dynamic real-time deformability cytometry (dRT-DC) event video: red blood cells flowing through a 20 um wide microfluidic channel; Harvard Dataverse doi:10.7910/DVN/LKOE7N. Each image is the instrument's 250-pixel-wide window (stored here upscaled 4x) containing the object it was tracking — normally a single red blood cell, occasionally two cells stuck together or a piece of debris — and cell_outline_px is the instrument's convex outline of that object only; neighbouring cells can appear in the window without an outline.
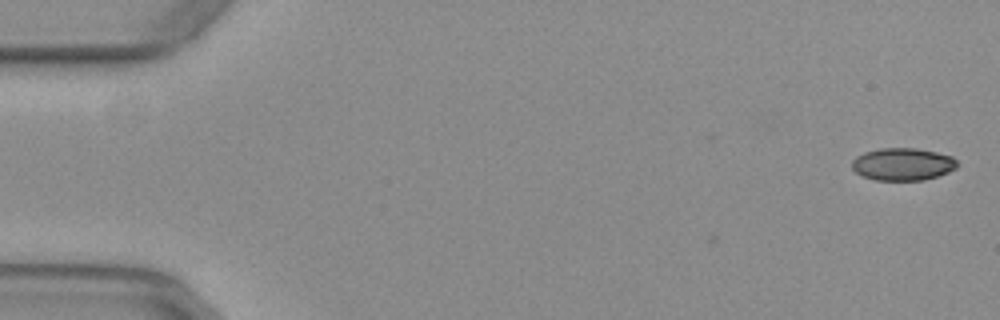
{"species": "common noctule bat (a hibernating species)", "species_latin": "Nyctalus noctula", "temperature_condition": "warm", "stored_images_in_passage": 45, "camera_frame_rate_fps": 3000, "um_per_image_px": 0.085, "animal": {"sex": "female", "body_mass_g": 29.2, "forearm_length_mm": 56.3}, "frame": {"image": 1, "passage_image": 1, "time_ms": 0.0, "image_size_px": [1000, 320], "cell_outline_px": [[956, 168], [948, 172], [924, 180], [876, 180], [864, 176], [856, 172], [852, 168], [852, 160], [856, 156], [864, 152], [880, 148], [916, 148], [936, 152], [952, 156], [956, 160]], "centroid_in_image_um": [76.72, 13.95], "position_along_channel_um": 8.3, "area_um2": 19.83}}
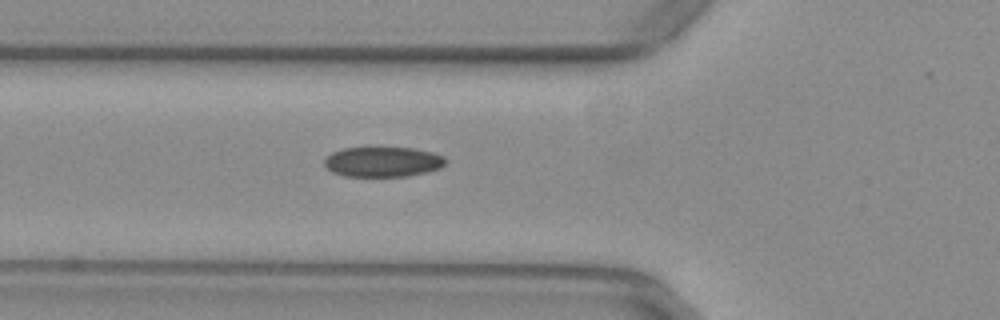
{"frame": {"image": 2, "passage_image": 19, "time_ms": 6.0, "image_size_px": [1000, 320], "cell_outline_px": [[448, 160], [440, 168], [428, 172], [408, 176], [344, 176], [332, 172], [324, 164], [324, 156], [332, 152], [344, 148], [412, 148], [432, 152], [444, 156]], "centroid_in_image_um": [32.54, 13.76], "position_along_channel_um": 93.3, "area_um2": 21.33}}
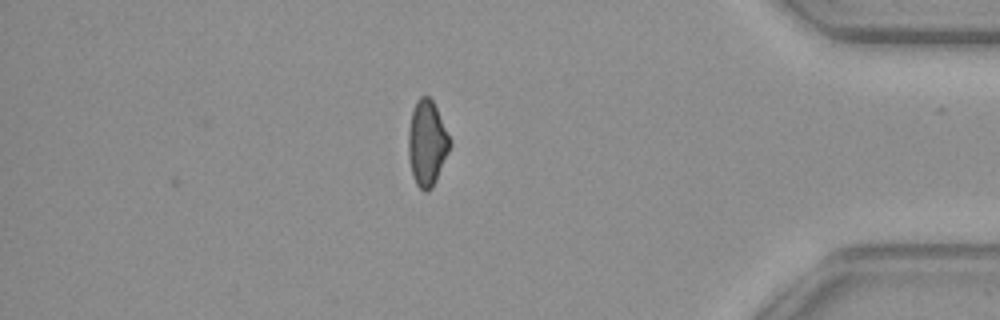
{"frame": {"image": 3, "passage_image": 45, "time_ms": 14.667, "image_size_px": [1000, 320], "cell_outline_px": [[452, 144], [436, 180], [432, 188], [428, 192], [424, 192], [416, 184], [412, 176], [408, 156], [408, 132], [412, 112], [416, 100], [420, 96], [428, 96], [432, 100], [452, 140]], "centroid_in_image_um": [36.3, 12.19], "position_along_channel_um": 398.9, "area_um2": 20.81}, "authors_computed_cell_mechanics": {"area_um2": 21.5016, "velocity_mm_per_s": 3.9534, "shape_relaxation_time_tau1_ms": null, "shape_relaxation_time_tau2_ms": 2.7705, "deformation_change_tau1": null, "deformation_change_tau2": 0.0769}}